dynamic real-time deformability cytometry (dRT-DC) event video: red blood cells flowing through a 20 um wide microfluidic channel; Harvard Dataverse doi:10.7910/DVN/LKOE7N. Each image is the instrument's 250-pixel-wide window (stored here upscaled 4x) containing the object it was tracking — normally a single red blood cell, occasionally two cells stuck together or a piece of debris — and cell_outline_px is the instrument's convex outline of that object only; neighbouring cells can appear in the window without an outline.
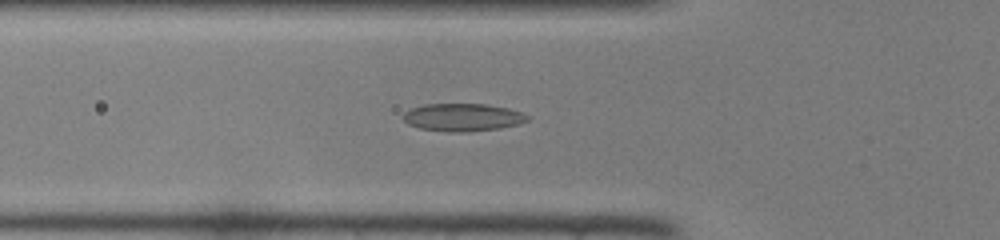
{"species": "common noctule bat (a hibernating species)", "species_latin": "Nyctalus noctula", "temperature_condition": "room temperature", "stored_images_in_passage": 42, "camera_frame_rate_fps": 3000, "um_per_image_px": 0.085, "animal": {"sex": "female", "body_mass_g": 22.0, "forearm_length_mm": 56.7}, "frame": {"image": 1, "passage_image": 14, "time_ms": 4.333, "image_size_px": [1000, 240], "cell_outline_px": [[532, 116], [528, 120], [520, 124], [500, 128], [468, 132], [448, 132], [420, 128], [408, 124], [400, 116], [404, 112], [412, 108], [424, 104], [488, 104], [508, 108]], "centroid_in_image_um": [39.34, 9.97], "position_along_channel_um": 86.5, "area_um2": 20.29}}
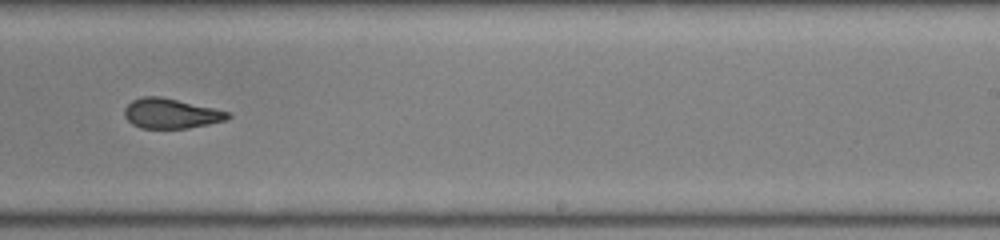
{"frame": {"image": 2, "passage_image": 27, "time_ms": 8.667, "image_size_px": [1000, 240], "cell_outline_px": [[232, 116], [228, 120], [188, 128], [140, 128], [132, 124], [124, 116], [124, 108], [132, 100], [140, 96], [160, 96], [232, 112]], "centroid_in_image_um": [14.54, 9.64], "position_along_channel_um": 274.5, "area_um2": 18.21}}
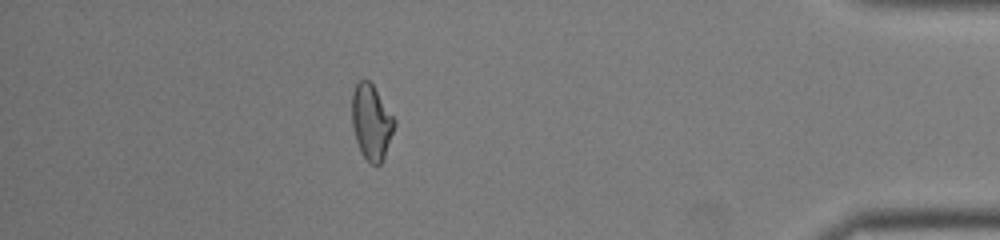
{"frame": {"image": 3, "passage_image": 39, "time_ms": 12.667, "image_size_px": [1000, 240], "cell_outline_px": [[396, 124], [384, 156], [380, 164], [372, 164], [360, 152], [352, 128], [352, 92], [356, 84], [360, 80], [368, 80], [372, 84], [396, 120]], "centroid_in_image_um": [31.56, 10.37], "position_along_channel_um": 403.6, "area_um2": 18.44}}